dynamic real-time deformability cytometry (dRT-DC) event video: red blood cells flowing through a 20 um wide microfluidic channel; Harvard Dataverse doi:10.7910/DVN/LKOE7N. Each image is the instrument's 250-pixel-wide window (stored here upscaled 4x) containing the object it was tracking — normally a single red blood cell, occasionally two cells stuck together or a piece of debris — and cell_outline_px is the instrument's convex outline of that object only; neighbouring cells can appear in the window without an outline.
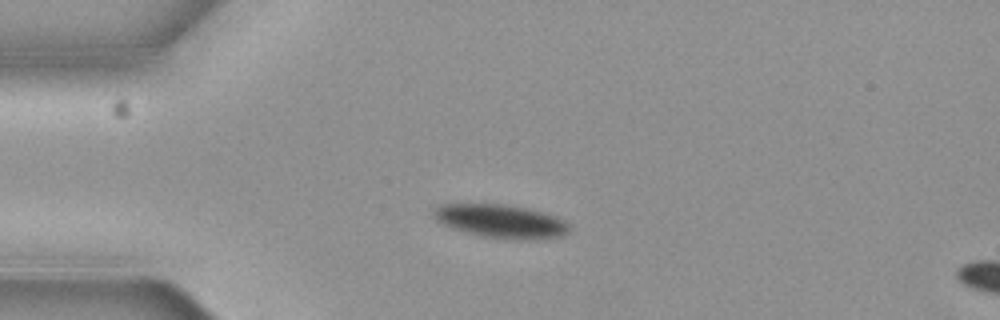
{"species": "common noctule bat (a hibernating species)", "species_latin": "Nyctalus noctula", "temperature_condition": "cold", "stored_images_in_passage": 4, "camera_frame_rate_fps": 3000, "um_per_image_px": 0.085, "animal": {"sex": "female", "body_mass_g": 19.3, "forearm_length_mm": 54.1}, "frame": {"image": 1, "passage_image": 3, "time_ms": 0.667, "image_size_px": [1000, 320], "cell_outline_px": [[572, 228], [564, 236], [532, 240], [512, 240], [480, 236], [464, 232], [452, 228], [436, 220], [432, 212], [440, 204], [500, 204], [524, 208], [556, 216], [564, 220]], "centroid_in_image_um": [42.6, 18.83], "position_along_channel_um": 42.4, "area_um2": 26.53}}